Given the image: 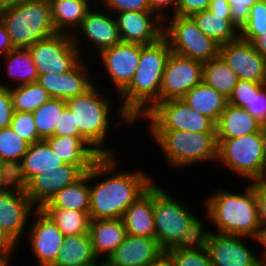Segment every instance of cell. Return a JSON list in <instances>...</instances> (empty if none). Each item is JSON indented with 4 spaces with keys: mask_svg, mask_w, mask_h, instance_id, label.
Wrapping results in <instances>:
<instances>
[{
    "mask_svg": "<svg viewBox=\"0 0 266 266\" xmlns=\"http://www.w3.org/2000/svg\"><path fill=\"white\" fill-rule=\"evenodd\" d=\"M96 82L84 94L66 100V106L73 115L74 125L79 133L101 154L118 155V150L105 147L109 135L113 100L107 94L100 93L102 87ZM100 88V89H99ZM116 151V152H115Z\"/></svg>",
    "mask_w": 266,
    "mask_h": 266,
    "instance_id": "5",
    "label": "cell"
},
{
    "mask_svg": "<svg viewBox=\"0 0 266 266\" xmlns=\"http://www.w3.org/2000/svg\"><path fill=\"white\" fill-rule=\"evenodd\" d=\"M256 242H258L259 246H263L264 250L263 252H260L262 254L260 256V260L263 264V266H266V227H260L257 233V236L255 238Z\"/></svg>",
    "mask_w": 266,
    "mask_h": 266,
    "instance_id": "56",
    "label": "cell"
},
{
    "mask_svg": "<svg viewBox=\"0 0 266 266\" xmlns=\"http://www.w3.org/2000/svg\"><path fill=\"white\" fill-rule=\"evenodd\" d=\"M165 251L156 238L126 235L104 266H148Z\"/></svg>",
    "mask_w": 266,
    "mask_h": 266,
    "instance_id": "21",
    "label": "cell"
},
{
    "mask_svg": "<svg viewBox=\"0 0 266 266\" xmlns=\"http://www.w3.org/2000/svg\"><path fill=\"white\" fill-rule=\"evenodd\" d=\"M89 170L75 183L62 188L41 208H62L89 214Z\"/></svg>",
    "mask_w": 266,
    "mask_h": 266,
    "instance_id": "32",
    "label": "cell"
},
{
    "mask_svg": "<svg viewBox=\"0 0 266 266\" xmlns=\"http://www.w3.org/2000/svg\"><path fill=\"white\" fill-rule=\"evenodd\" d=\"M190 17L206 36L212 38L220 46L240 37V32L231 22V15L213 14L207 9L196 12Z\"/></svg>",
    "mask_w": 266,
    "mask_h": 266,
    "instance_id": "31",
    "label": "cell"
},
{
    "mask_svg": "<svg viewBox=\"0 0 266 266\" xmlns=\"http://www.w3.org/2000/svg\"><path fill=\"white\" fill-rule=\"evenodd\" d=\"M0 184H1V171H0ZM0 192H1V189H0Z\"/></svg>",
    "mask_w": 266,
    "mask_h": 266,
    "instance_id": "61",
    "label": "cell"
},
{
    "mask_svg": "<svg viewBox=\"0 0 266 266\" xmlns=\"http://www.w3.org/2000/svg\"><path fill=\"white\" fill-rule=\"evenodd\" d=\"M14 112L9 88L0 87V129L10 127Z\"/></svg>",
    "mask_w": 266,
    "mask_h": 266,
    "instance_id": "48",
    "label": "cell"
},
{
    "mask_svg": "<svg viewBox=\"0 0 266 266\" xmlns=\"http://www.w3.org/2000/svg\"><path fill=\"white\" fill-rule=\"evenodd\" d=\"M66 164L92 166L99 158L78 136H51L45 139Z\"/></svg>",
    "mask_w": 266,
    "mask_h": 266,
    "instance_id": "28",
    "label": "cell"
},
{
    "mask_svg": "<svg viewBox=\"0 0 266 266\" xmlns=\"http://www.w3.org/2000/svg\"><path fill=\"white\" fill-rule=\"evenodd\" d=\"M263 149V177H266V124L260 128Z\"/></svg>",
    "mask_w": 266,
    "mask_h": 266,
    "instance_id": "58",
    "label": "cell"
},
{
    "mask_svg": "<svg viewBox=\"0 0 266 266\" xmlns=\"http://www.w3.org/2000/svg\"><path fill=\"white\" fill-rule=\"evenodd\" d=\"M63 246L52 266H102L95 256L89 233L65 236Z\"/></svg>",
    "mask_w": 266,
    "mask_h": 266,
    "instance_id": "26",
    "label": "cell"
},
{
    "mask_svg": "<svg viewBox=\"0 0 266 266\" xmlns=\"http://www.w3.org/2000/svg\"><path fill=\"white\" fill-rule=\"evenodd\" d=\"M11 261L12 257L10 254L0 251V266H12Z\"/></svg>",
    "mask_w": 266,
    "mask_h": 266,
    "instance_id": "60",
    "label": "cell"
},
{
    "mask_svg": "<svg viewBox=\"0 0 266 266\" xmlns=\"http://www.w3.org/2000/svg\"><path fill=\"white\" fill-rule=\"evenodd\" d=\"M208 10L213 14L231 15L230 5L226 0H211Z\"/></svg>",
    "mask_w": 266,
    "mask_h": 266,
    "instance_id": "54",
    "label": "cell"
},
{
    "mask_svg": "<svg viewBox=\"0 0 266 266\" xmlns=\"http://www.w3.org/2000/svg\"><path fill=\"white\" fill-rule=\"evenodd\" d=\"M32 215L35 220H29L32 226L28 225L26 238L37 260L35 265L52 266L64 244L65 236L41 209H36Z\"/></svg>",
    "mask_w": 266,
    "mask_h": 266,
    "instance_id": "15",
    "label": "cell"
},
{
    "mask_svg": "<svg viewBox=\"0 0 266 266\" xmlns=\"http://www.w3.org/2000/svg\"><path fill=\"white\" fill-rule=\"evenodd\" d=\"M18 243L0 226V251L15 255L18 251Z\"/></svg>",
    "mask_w": 266,
    "mask_h": 266,
    "instance_id": "52",
    "label": "cell"
},
{
    "mask_svg": "<svg viewBox=\"0 0 266 266\" xmlns=\"http://www.w3.org/2000/svg\"><path fill=\"white\" fill-rule=\"evenodd\" d=\"M173 197L153 183L155 238L164 251L200 242L204 229V221Z\"/></svg>",
    "mask_w": 266,
    "mask_h": 266,
    "instance_id": "4",
    "label": "cell"
},
{
    "mask_svg": "<svg viewBox=\"0 0 266 266\" xmlns=\"http://www.w3.org/2000/svg\"><path fill=\"white\" fill-rule=\"evenodd\" d=\"M163 36L172 53L201 63L209 62L220 53V45L206 36L190 16H168L164 20Z\"/></svg>",
    "mask_w": 266,
    "mask_h": 266,
    "instance_id": "9",
    "label": "cell"
},
{
    "mask_svg": "<svg viewBox=\"0 0 266 266\" xmlns=\"http://www.w3.org/2000/svg\"><path fill=\"white\" fill-rule=\"evenodd\" d=\"M247 239V240H246ZM254 238L214 233L206 230L205 223L201 241L206 246L212 266H263L260 258L245 242ZM253 239V240H251Z\"/></svg>",
    "mask_w": 266,
    "mask_h": 266,
    "instance_id": "12",
    "label": "cell"
},
{
    "mask_svg": "<svg viewBox=\"0 0 266 266\" xmlns=\"http://www.w3.org/2000/svg\"><path fill=\"white\" fill-rule=\"evenodd\" d=\"M114 16L123 42L150 45L163 37L164 21L152 11H123Z\"/></svg>",
    "mask_w": 266,
    "mask_h": 266,
    "instance_id": "18",
    "label": "cell"
},
{
    "mask_svg": "<svg viewBox=\"0 0 266 266\" xmlns=\"http://www.w3.org/2000/svg\"><path fill=\"white\" fill-rule=\"evenodd\" d=\"M211 0H178L175 8L176 16H191L208 9Z\"/></svg>",
    "mask_w": 266,
    "mask_h": 266,
    "instance_id": "50",
    "label": "cell"
},
{
    "mask_svg": "<svg viewBox=\"0 0 266 266\" xmlns=\"http://www.w3.org/2000/svg\"><path fill=\"white\" fill-rule=\"evenodd\" d=\"M2 60L6 62L3 69L6 68L5 74L12 79V84H4L1 80L0 87L12 88L37 81L39 74L27 48H15L8 52Z\"/></svg>",
    "mask_w": 266,
    "mask_h": 266,
    "instance_id": "29",
    "label": "cell"
},
{
    "mask_svg": "<svg viewBox=\"0 0 266 266\" xmlns=\"http://www.w3.org/2000/svg\"><path fill=\"white\" fill-rule=\"evenodd\" d=\"M235 72L219 55L207 63H203L202 81L222 94L226 99L232 95L238 82Z\"/></svg>",
    "mask_w": 266,
    "mask_h": 266,
    "instance_id": "34",
    "label": "cell"
},
{
    "mask_svg": "<svg viewBox=\"0 0 266 266\" xmlns=\"http://www.w3.org/2000/svg\"><path fill=\"white\" fill-rule=\"evenodd\" d=\"M217 142V164L221 163L239 177L250 180L249 182L263 177L260 130L236 138H217Z\"/></svg>",
    "mask_w": 266,
    "mask_h": 266,
    "instance_id": "8",
    "label": "cell"
},
{
    "mask_svg": "<svg viewBox=\"0 0 266 266\" xmlns=\"http://www.w3.org/2000/svg\"><path fill=\"white\" fill-rule=\"evenodd\" d=\"M89 235L94 254L103 263L124 241L127 233L122 219H96L90 220Z\"/></svg>",
    "mask_w": 266,
    "mask_h": 266,
    "instance_id": "23",
    "label": "cell"
},
{
    "mask_svg": "<svg viewBox=\"0 0 266 266\" xmlns=\"http://www.w3.org/2000/svg\"><path fill=\"white\" fill-rule=\"evenodd\" d=\"M65 107L66 100L51 98L33 112L38 136L41 139L54 136L55 127Z\"/></svg>",
    "mask_w": 266,
    "mask_h": 266,
    "instance_id": "37",
    "label": "cell"
},
{
    "mask_svg": "<svg viewBox=\"0 0 266 266\" xmlns=\"http://www.w3.org/2000/svg\"><path fill=\"white\" fill-rule=\"evenodd\" d=\"M182 100L195 111L211 118L215 123L218 122L228 103V99L203 81L188 91Z\"/></svg>",
    "mask_w": 266,
    "mask_h": 266,
    "instance_id": "30",
    "label": "cell"
},
{
    "mask_svg": "<svg viewBox=\"0 0 266 266\" xmlns=\"http://www.w3.org/2000/svg\"><path fill=\"white\" fill-rule=\"evenodd\" d=\"M64 236L89 233L90 216L87 212L62 208H40Z\"/></svg>",
    "mask_w": 266,
    "mask_h": 266,
    "instance_id": "35",
    "label": "cell"
},
{
    "mask_svg": "<svg viewBox=\"0 0 266 266\" xmlns=\"http://www.w3.org/2000/svg\"><path fill=\"white\" fill-rule=\"evenodd\" d=\"M148 130L216 132V123L189 107L182 99L157 102L141 119Z\"/></svg>",
    "mask_w": 266,
    "mask_h": 266,
    "instance_id": "10",
    "label": "cell"
},
{
    "mask_svg": "<svg viewBox=\"0 0 266 266\" xmlns=\"http://www.w3.org/2000/svg\"><path fill=\"white\" fill-rule=\"evenodd\" d=\"M25 0H0V12L14 8Z\"/></svg>",
    "mask_w": 266,
    "mask_h": 266,
    "instance_id": "59",
    "label": "cell"
},
{
    "mask_svg": "<svg viewBox=\"0 0 266 266\" xmlns=\"http://www.w3.org/2000/svg\"><path fill=\"white\" fill-rule=\"evenodd\" d=\"M29 143L17 135L11 127L0 129V161L22 160Z\"/></svg>",
    "mask_w": 266,
    "mask_h": 266,
    "instance_id": "40",
    "label": "cell"
},
{
    "mask_svg": "<svg viewBox=\"0 0 266 266\" xmlns=\"http://www.w3.org/2000/svg\"><path fill=\"white\" fill-rule=\"evenodd\" d=\"M171 52L164 36L153 44H141L139 66L130 84L118 95L122 103L115 112L128 127L135 126L140 117L160 102L162 77Z\"/></svg>",
    "mask_w": 266,
    "mask_h": 266,
    "instance_id": "2",
    "label": "cell"
},
{
    "mask_svg": "<svg viewBox=\"0 0 266 266\" xmlns=\"http://www.w3.org/2000/svg\"><path fill=\"white\" fill-rule=\"evenodd\" d=\"M266 31V0H260L250 8L247 24L240 31V38L251 41L258 32Z\"/></svg>",
    "mask_w": 266,
    "mask_h": 266,
    "instance_id": "41",
    "label": "cell"
},
{
    "mask_svg": "<svg viewBox=\"0 0 266 266\" xmlns=\"http://www.w3.org/2000/svg\"><path fill=\"white\" fill-rule=\"evenodd\" d=\"M79 34L82 35L83 40ZM81 40H85V45L86 42L93 45L92 47L96 49L97 53L120 43L122 40L114 14L95 3V6H92L86 13L80 28L73 35L74 44L83 57L85 53H82L83 50L80 49L83 46Z\"/></svg>",
    "mask_w": 266,
    "mask_h": 266,
    "instance_id": "13",
    "label": "cell"
},
{
    "mask_svg": "<svg viewBox=\"0 0 266 266\" xmlns=\"http://www.w3.org/2000/svg\"><path fill=\"white\" fill-rule=\"evenodd\" d=\"M36 209L26 194L0 192V226L18 244L25 237L29 219Z\"/></svg>",
    "mask_w": 266,
    "mask_h": 266,
    "instance_id": "22",
    "label": "cell"
},
{
    "mask_svg": "<svg viewBox=\"0 0 266 266\" xmlns=\"http://www.w3.org/2000/svg\"><path fill=\"white\" fill-rule=\"evenodd\" d=\"M14 111L34 112L51 99L48 92L37 82L9 88Z\"/></svg>",
    "mask_w": 266,
    "mask_h": 266,
    "instance_id": "36",
    "label": "cell"
},
{
    "mask_svg": "<svg viewBox=\"0 0 266 266\" xmlns=\"http://www.w3.org/2000/svg\"><path fill=\"white\" fill-rule=\"evenodd\" d=\"M219 55L239 80L266 83V60L249 41L240 37L220 46Z\"/></svg>",
    "mask_w": 266,
    "mask_h": 266,
    "instance_id": "17",
    "label": "cell"
},
{
    "mask_svg": "<svg viewBox=\"0 0 266 266\" xmlns=\"http://www.w3.org/2000/svg\"><path fill=\"white\" fill-rule=\"evenodd\" d=\"M27 49L39 75L66 73L84 58L74 44L73 36L65 33L39 40Z\"/></svg>",
    "mask_w": 266,
    "mask_h": 266,
    "instance_id": "11",
    "label": "cell"
},
{
    "mask_svg": "<svg viewBox=\"0 0 266 266\" xmlns=\"http://www.w3.org/2000/svg\"><path fill=\"white\" fill-rule=\"evenodd\" d=\"M148 266H175L170 256L164 252Z\"/></svg>",
    "mask_w": 266,
    "mask_h": 266,
    "instance_id": "57",
    "label": "cell"
},
{
    "mask_svg": "<svg viewBox=\"0 0 266 266\" xmlns=\"http://www.w3.org/2000/svg\"><path fill=\"white\" fill-rule=\"evenodd\" d=\"M147 1L150 10L156 13L163 21L169 16V13L170 15H175V8L177 6L178 0H147ZM169 10L172 11L170 12Z\"/></svg>",
    "mask_w": 266,
    "mask_h": 266,
    "instance_id": "51",
    "label": "cell"
},
{
    "mask_svg": "<svg viewBox=\"0 0 266 266\" xmlns=\"http://www.w3.org/2000/svg\"><path fill=\"white\" fill-rule=\"evenodd\" d=\"M265 84L266 83L238 80L232 95L228 99V103L240 108H245L252 99L253 94L258 93Z\"/></svg>",
    "mask_w": 266,
    "mask_h": 266,
    "instance_id": "43",
    "label": "cell"
},
{
    "mask_svg": "<svg viewBox=\"0 0 266 266\" xmlns=\"http://www.w3.org/2000/svg\"><path fill=\"white\" fill-rule=\"evenodd\" d=\"M10 127L18 136L23 138L29 144L42 140L38 136L33 112L15 111L10 123Z\"/></svg>",
    "mask_w": 266,
    "mask_h": 266,
    "instance_id": "42",
    "label": "cell"
},
{
    "mask_svg": "<svg viewBox=\"0 0 266 266\" xmlns=\"http://www.w3.org/2000/svg\"><path fill=\"white\" fill-rule=\"evenodd\" d=\"M91 166H77L75 164H63L45 175L43 173L35 175L29 181L26 195L32 204L40 209L62 188L79 180Z\"/></svg>",
    "mask_w": 266,
    "mask_h": 266,
    "instance_id": "19",
    "label": "cell"
},
{
    "mask_svg": "<svg viewBox=\"0 0 266 266\" xmlns=\"http://www.w3.org/2000/svg\"><path fill=\"white\" fill-rule=\"evenodd\" d=\"M230 5L231 22L240 32L247 24L250 8L260 0H226Z\"/></svg>",
    "mask_w": 266,
    "mask_h": 266,
    "instance_id": "45",
    "label": "cell"
},
{
    "mask_svg": "<svg viewBox=\"0 0 266 266\" xmlns=\"http://www.w3.org/2000/svg\"><path fill=\"white\" fill-rule=\"evenodd\" d=\"M261 124L244 108L227 103L216 123L217 138H236L259 131Z\"/></svg>",
    "mask_w": 266,
    "mask_h": 266,
    "instance_id": "27",
    "label": "cell"
},
{
    "mask_svg": "<svg viewBox=\"0 0 266 266\" xmlns=\"http://www.w3.org/2000/svg\"><path fill=\"white\" fill-rule=\"evenodd\" d=\"M14 48H28L56 34L49 0H25L0 12Z\"/></svg>",
    "mask_w": 266,
    "mask_h": 266,
    "instance_id": "7",
    "label": "cell"
},
{
    "mask_svg": "<svg viewBox=\"0 0 266 266\" xmlns=\"http://www.w3.org/2000/svg\"><path fill=\"white\" fill-rule=\"evenodd\" d=\"M122 220L128 235L155 238L153 184L125 210Z\"/></svg>",
    "mask_w": 266,
    "mask_h": 266,
    "instance_id": "24",
    "label": "cell"
},
{
    "mask_svg": "<svg viewBox=\"0 0 266 266\" xmlns=\"http://www.w3.org/2000/svg\"><path fill=\"white\" fill-rule=\"evenodd\" d=\"M254 49L266 60V31L258 32L251 41Z\"/></svg>",
    "mask_w": 266,
    "mask_h": 266,
    "instance_id": "55",
    "label": "cell"
},
{
    "mask_svg": "<svg viewBox=\"0 0 266 266\" xmlns=\"http://www.w3.org/2000/svg\"><path fill=\"white\" fill-rule=\"evenodd\" d=\"M151 140L160 147L165 162L174 167L185 168L195 164L217 160L216 132H190L181 130H149Z\"/></svg>",
    "mask_w": 266,
    "mask_h": 266,
    "instance_id": "6",
    "label": "cell"
},
{
    "mask_svg": "<svg viewBox=\"0 0 266 266\" xmlns=\"http://www.w3.org/2000/svg\"><path fill=\"white\" fill-rule=\"evenodd\" d=\"M56 136H78L98 157L102 155L79 133L74 125L73 115L67 108H64L62 115L59 117L58 125L54 130Z\"/></svg>",
    "mask_w": 266,
    "mask_h": 266,
    "instance_id": "44",
    "label": "cell"
},
{
    "mask_svg": "<svg viewBox=\"0 0 266 266\" xmlns=\"http://www.w3.org/2000/svg\"><path fill=\"white\" fill-rule=\"evenodd\" d=\"M21 161L28 181L37 174L43 173L45 175L47 172L65 164L52 151L45 139L29 144L28 150Z\"/></svg>",
    "mask_w": 266,
    "mask_h": 266,
    "instance_id": "33",
    "label": "cell"
},
{
    "mask_svg": "<svg viewBox=\"0 0 266 266\" xmlns=\"http://www.w3.org/2000/svg\"><path fill=\"white\" fill-rule=\"evenodd\" d=\"M165 252L175 266H212L209 253L202 241L189 246L173 247Z\"/></svg>",
    "mask_w": 266,
    "mask_h": 266,
    "instance_id": "39",
    "label": "cell"
},
{
    "mask_svg": "<svg viewBox=\"0 0 266 266\" xmlns=\"http://www.w3.org/2000/svg\"><path fill=\"white\" fill-rule=\"evenodd\" d=\"M98 3L113 14L123 11H151L147 0H99Z\"/></svg>",
    "mask_w": 266,
    "mask_h": 266,
    "instance_id": "46",
    "label": "cell"
},
{
    "mask_svg": "<svg viewBox=\"0 0 266 266\" xmlns=\"http://www.w3.org/2000/svg\"><path fill=\"white\" fill-rule=\"evenodd\" d=\"M258 202L260 227H266V177L250 182Z\"/></svg>",
    "mask_w": 266,
    "mask_h": 266,
    "instance_id": "49",
    "label": "cell"
},
{
    "mask_svg": "<svg viewBox=\"0 0 266 266\" xmlns=\"http://www.w3.org/2000/svg\"><path fill=\"white\" fill-rule=\"evenodd\" d=\"M85 60L83 58L72 70L63 74L39 75L36 82L48 92L51 98L67 100L84 94L96 82Z\"/></svg>",
    "mask_w": 266,
    "mask_h": 266,
    "instance_id": "20",
    "label": "cell"
},
{
    "mask_svg": "<svg viewBox=\"0 0 266 266\" xmlns=\"http://www.w3.org/2000/svg\"><path fill=\"white\" fill-rule=\"evenodd\" d=\"M243 189L238 193L222 188L205 197L204 218L213 224L214 233L256 238L260 228L257 198L251 183Z\"/></svg>",
    "mask_w": 266,
    "mask_h": 266,
    "instance_id": "3",
    "label": "cell"
},
{
    "mask_svg": "<svg viewBox=\"0 0 266 266\" xmlns=\"http://www.w3.org/2000/svg\"><path fill=\"white\" fill-rule=\"evenodd\" d=\"M98 54L107 80L112 82L119 95L130 84L139 66L141 44L121 41Z\"/></svg>",
    "mask_w": 266,
    "mask_h": 266,
    "instance_id": "16",
    "label": "cell"
},
{
    "mask_svg": "<svg viewBox=\"0 0 266 266\" xmlns=\"http://www.w3.org/2000/svg\"><path fill=\"white\" fill-rule=\"evenodd\" d=\"M117 157L102 155L89 169L90 220L122 219L125 210L155 182L145 170H119Z\"/></svg>",
    "mask_w": 266,
    "mask_h": 266,
    "instance_id": "1",
    "label": "cell"
},
{
    "mask_svg": "<svg viewBox=\"0 0 266 266\" xmlns=\"http://www.w3.org/2000/svg\"><path fill=\"white\" fill-rule=\"evenodd\" d=\"M248 111L261 125L266 124V84L254 93L249 104L244 108Z\"/></svg>",
    "mask_w": 266,
    "mask_h": 266,
    "instance_id": "47",
    "label": "cell"
},
{
    "mask_svg": "<svg viewBox=\"0 0 266 266\" xmlns=\"http://www.w3.org/2000/svg\"><path fill=\"white\" fill-rule=\"evenodd\" d=\"M57 33L74 35L97 0H49ZM92 2V3H91ZM94 3V4H93Z\"/></svg>",
    "mask_w": 266,
    "mask_h": 266,
    "instance_id": "25",
    "label": "cell"
},
{
    "mask_svg": "<svg viewBox=\"0 0 266 266\" xmlns=\"http://www.w3.org/2000/svg\"><path fill=\"white\" fill-rule=\"evenodd\" d=\"M9 34L7 32V29L4 25V23L0 19V57L4 56L10 52L11 50H14Z\"/></svg>",
    "mask_w": 266,
    "mask_h": 266,
    "instance_id": "53",
    "label": "cell"
},
{
    "mask_svg": "<svg viewBox=\"0 0 266 266\" xmlns=\"http://www.w3.org/2000/svg\"><path fill=\"white\" fill-rule=\"evenodd\" d=\"M202 78L203 63L171 52L162 77L160 102L182 99Z\"/></svg>",
    "mask_w": 266,
    "mask_h": 266,
    "instance_id": "14",
    "label": "cell"
},
{
    "mask_svg": "<svg viewBox=\"0 0 266 266\" xmlns=\"http://www.w3.org/2000/svg\"><path fill=\"white\" fill-rule=\"evenodd\" d=\"M1 192L26 194L29 181L26 178L21 160H1Z\"/></svg>",
    "mask_w": 266,
    "mask_h": 266,
    "instance_id": "38",
    "label": "cell"
}]
</instances>
